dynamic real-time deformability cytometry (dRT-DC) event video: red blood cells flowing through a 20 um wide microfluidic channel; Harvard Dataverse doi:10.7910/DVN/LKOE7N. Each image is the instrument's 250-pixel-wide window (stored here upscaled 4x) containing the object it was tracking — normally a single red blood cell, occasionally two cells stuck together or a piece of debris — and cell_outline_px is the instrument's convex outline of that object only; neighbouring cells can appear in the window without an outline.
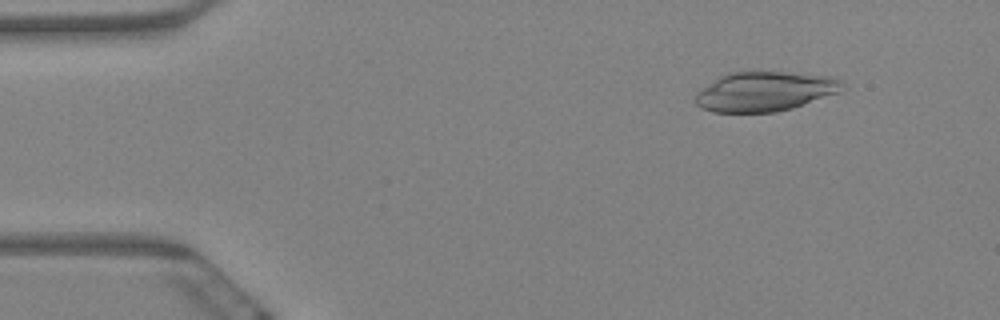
{"species": "Egyptian fruit bat (a non-hibernating species)", "species_latin": "Rousettus aegyptiacus", "temperature_condition": "warm", "stored_images_in_passage": 5, "camera_frame_rate_fps": 3000, "um_per_image_px": 0.085, "animal": {"sex": "female"}, "frame": {"image": 1, "passage_image": 2, "time_ms": 0.333, "image_size_px": [1000, 320], "cell_outline_px": [[844, 80], [840, 92], [792, 108], [776, 112], [712, 112], [700, 108], [696, 104], [696, 92], [720, 76], [728, 72], [784, 72], [836, 76]], "centroid_in_image_um": [65.03, 7.77], "position_along_channel_um": 20.0, "area_um2": 33.99}}